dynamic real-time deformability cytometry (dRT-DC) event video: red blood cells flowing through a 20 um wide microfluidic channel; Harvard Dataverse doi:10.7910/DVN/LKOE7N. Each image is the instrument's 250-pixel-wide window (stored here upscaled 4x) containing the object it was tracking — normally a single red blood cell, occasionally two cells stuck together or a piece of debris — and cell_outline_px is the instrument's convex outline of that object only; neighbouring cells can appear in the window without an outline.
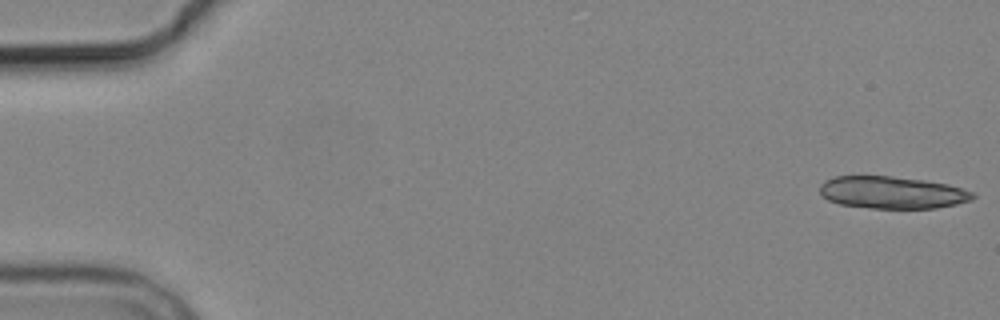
{"species": "common noctule bat (a hibernating species)", "species_latin": "Nyctalus noctula", "temperature_condition": "cold", "stored_images_in_passage": 5, "camera_frame_rate_fps": 3000, "um_per_image_px": 0.085, "animal": {"sex": "male", "body_mass_g": 19.2, "forearm_length_mm": 51.8}, "frame": {"image": 1, "passage_image": 1, "time_ms": 0.0, "image_size_px": [1000, 320], "cell_outline_px": [[976, 196], [972, 200], [956, 204], [936, 208], [872, 208], [840, 204], [828, 200], [820, 192], [820, 184], [824, 180], [832, 176], [892, 176], [924, 180], [948, 184], [972, 192]], "centroid_in_image_um": [75.82, 16.35], "position_along_channel_um": 9.2, "area_um2": 28.73}}